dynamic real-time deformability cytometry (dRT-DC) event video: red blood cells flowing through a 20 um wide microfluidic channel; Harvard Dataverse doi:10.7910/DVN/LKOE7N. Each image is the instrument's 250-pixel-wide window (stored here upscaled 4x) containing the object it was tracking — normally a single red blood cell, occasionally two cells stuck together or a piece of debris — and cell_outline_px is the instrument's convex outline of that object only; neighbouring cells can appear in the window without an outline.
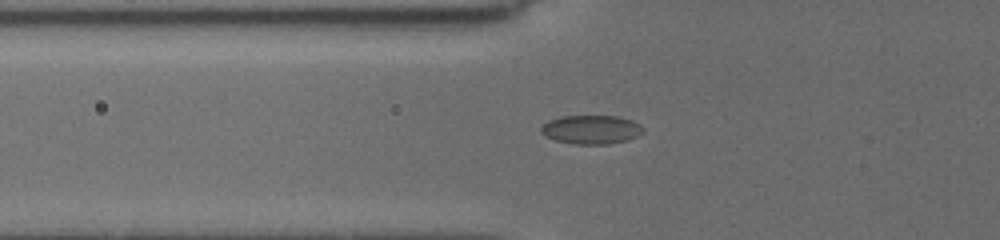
{"species": "common noctule bat (a hibernating species)", "species_latin": "Nyctalus noctula", "temperature_condition": "cold", "stored_images_in_passage": 35, "camera_frame_rate_fps": 3000, "um_per_image_px": 0.085, "animal": {"sex": "female", "body_mass_g": 19.5, "forearm_length_mm": 54.1}, "frame": {"image": 1, "passage_image": 2, "time_ms": 0.333, "image_size_px": [1000, 240], "cell_outline_px": [[644, 132], [628, 140], [608, 144], [576, 144], [556, 140], [540, 132], [540, 128], [548, 120], [560, 116], [616, 116], [632, 120], [640, 124], [644, 128]], "centroid_in_image_um": [50.28, 11.0], "position_along_channel_um": 75.5, "area_um2": 17.11}}
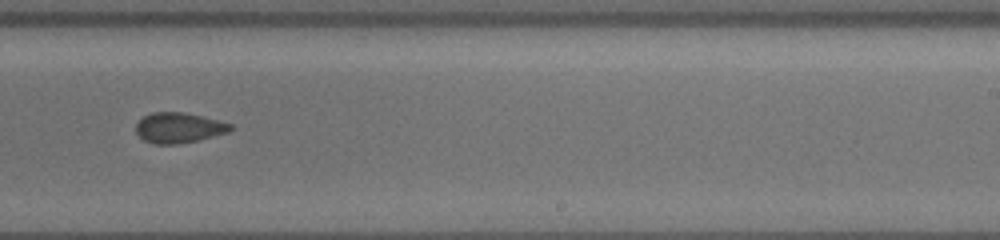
{"frame": {"image": 2, "passage_image": 18, "time_ms": 5.667, "image_size_px": [1000, 240], "cell_outline_px": [[236, 128], [228, 132], [200, 140], [176, 144], [156, 144], [144, 140], [136, 132], [136, 124], [144, 116], [152, 112], [184, 112], [220, 120], [232, 124]], "centroid_in_image_um": [15.25, 10.85], "position_along_channel_um": 273.8, "area_um2": 16.82}}
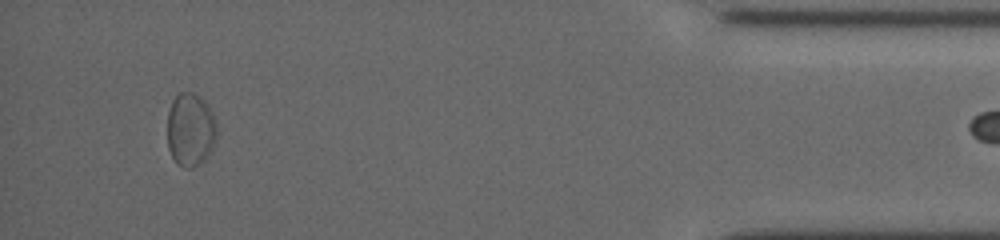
{"frame": {"image": 3, "passage_image": 34, "time_ms": 11.0, "image_size_px": [1000, 240], "cell_outline_px": [[216, 136], [212, 148], [192, 168], [188, 168], [176, 164], [168, 148], [168, 112], [172, 100], [180, 92], [192, 92], [200, 96], [204, 100], [212, 112], [216, 120]], "centroid_in_image_um": [16.17, 10.98], "position_along_channel_um": 419.0, "area_um2": 20.87}}